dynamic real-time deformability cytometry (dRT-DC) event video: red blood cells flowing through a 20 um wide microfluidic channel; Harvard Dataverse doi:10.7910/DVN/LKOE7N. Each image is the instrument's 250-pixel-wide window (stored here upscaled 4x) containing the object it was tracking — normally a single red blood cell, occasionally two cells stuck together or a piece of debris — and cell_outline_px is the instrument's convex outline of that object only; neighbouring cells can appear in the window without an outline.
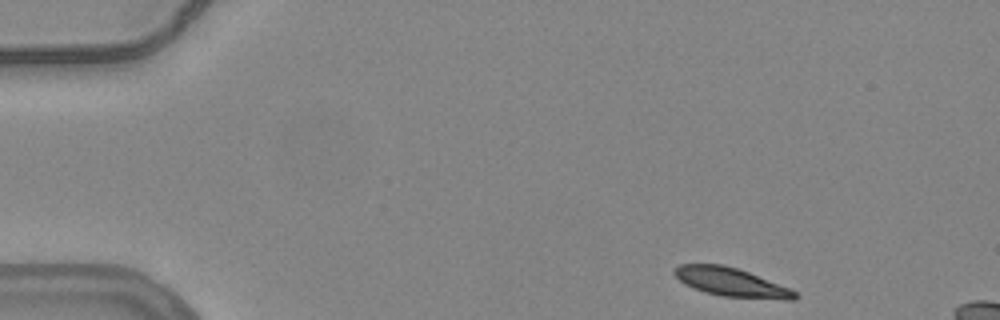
{"species": "common noctule bat (a hibernating species)", "species_latin": "Nyctalus noctula", "temperature_condition": "warm", "stored_images_in_passage": 9, "camera_frame_rate_fps": 3000, "um_per_image_px": 0.085, "animal": {"sex": "female", "body_mass_g": 24.6, "forearm_length_mm": 56.2}, "frame": {"image": 1, "passage_image": 1, "time_ms": 0.0, "image_size_px": [1000, 320], "cell_outline_px": [[796, 300], [784, 300], [720, 296], [704, 292], [692, 288], [684, 284], [672, 272], [680, 264], [724, 264], [748, 272], [788, 288], [796, 292]], "centroid_in_image_um": [62.12, 24.0], "position_along_channel_um": 22.9, "area_um2": 20.0}}